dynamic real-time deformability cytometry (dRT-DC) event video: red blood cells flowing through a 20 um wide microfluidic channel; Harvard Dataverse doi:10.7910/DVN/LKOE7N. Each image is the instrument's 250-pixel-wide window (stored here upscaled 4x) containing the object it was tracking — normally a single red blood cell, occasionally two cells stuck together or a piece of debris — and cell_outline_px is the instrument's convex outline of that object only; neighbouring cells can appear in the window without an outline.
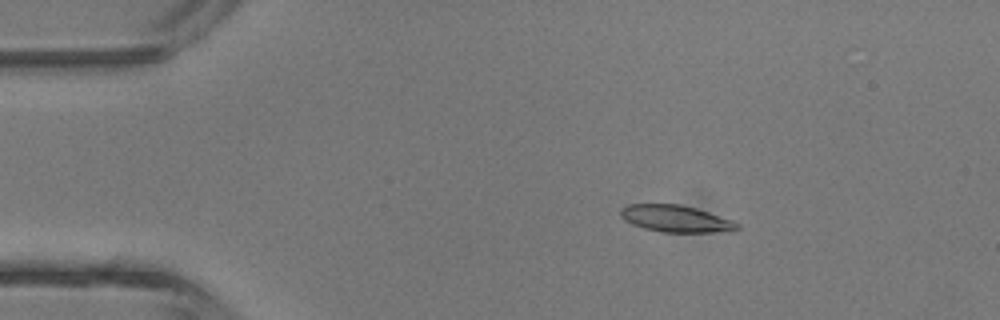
{"species": "common noctule bat (a hibernating species)", "species_latin": "Nyctalus noctula", "temperature_condition": "room temperature", "stored_images_in_passage": 3, "camera_frame_rate_fps": 3000, "um_per_image_px": 0.085, "animal": {"sex": "male", "body_mass_g": 13.3}, "frame": {"image": 1, "passage_image": 2, "time_ms": 1.0, "image_size_px": [1000, 320], "cell_outline_px": [[740, 228], [736, 232], [660, 232], [644, 228], [632, 224], [624, 220], [620, 216], [620, 208], [628, 204], [680, 204], [696, 208], [732, 220], [740, 224]], "centroid_in_image_um": [57.47, 18.59], "position_along_channel_um": 27.5, "area_um2": 18.5}}